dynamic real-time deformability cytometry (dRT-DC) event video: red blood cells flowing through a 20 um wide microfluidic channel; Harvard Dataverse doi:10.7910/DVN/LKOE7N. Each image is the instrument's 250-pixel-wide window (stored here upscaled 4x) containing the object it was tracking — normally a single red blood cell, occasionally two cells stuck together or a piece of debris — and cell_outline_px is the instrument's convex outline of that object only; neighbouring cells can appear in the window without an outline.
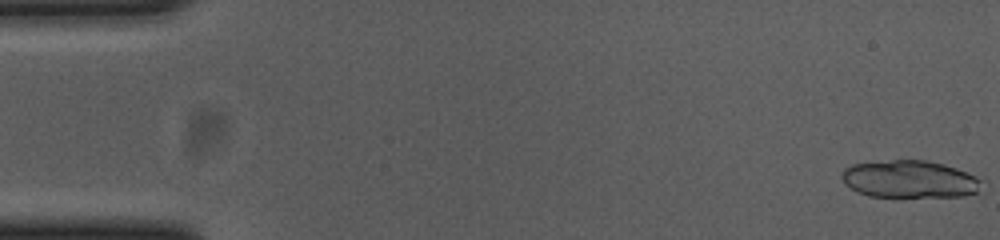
{"species": "common noctule bat (a hibernating species)", "species_latin": "Nyctalus noctula", "temperature_condition": "cold", "stored_images_in_passage": 53, "camera_frame_rate_fps": 3000, "um_per_image_px": 0.085, "animal": {"sex": "female", "body_mass_g": 23.0, "forearm_length_mm": 53.4}, "frame": {"image": 1, "passage_image": 1, "time_ms": 0.0, "image_size_px": [1000, 240], "cell_outline_px": [[980, 180], [976, 192], [960, 196], [868, 196], [844, 184], [840, 176], [844, 168], [852, 164], [892, 160], [924, 160], [944, 164], [956, 168], [976, 176]], "centroid_in_image_um": [77.25, 15.21], "position_along_channel_um": 7.7, "area_um2": 30.06}}
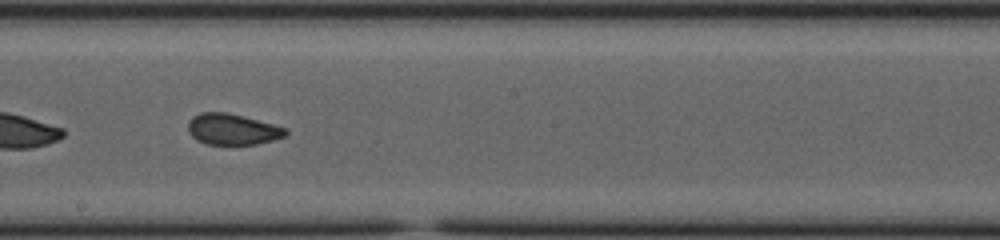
{"frame": {"image": 2, "passage_image": 31, "time_ms": 10.0, "image_size_px": [1000, 240], "cell_outline_px": [[288, 132], [284, 136], [272, 140], [256, 144], [208, 144], [196, 140], [188, 132], [188, 120], [192, 116], [200, 112], [228, 112], [288, 128]], "centroid_in_image_um": [19.73, 10.97], "position_along_channel_um": 228.5, "area_um2": 17.69}}
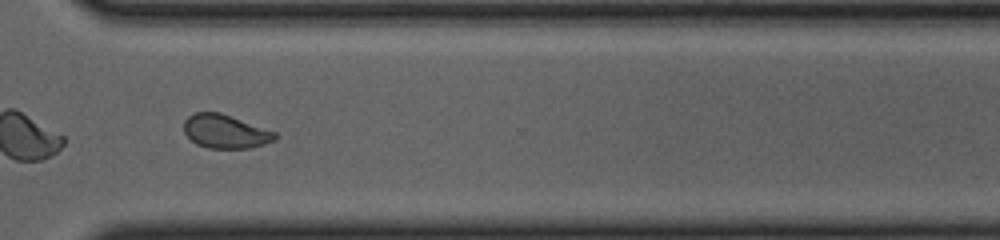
{"frame": {"image": 3, "passage_image": 41, "time_ms": 13.333, "image_size_px": [1000, 240], "cell_outline_px": [[276, 140], [252, 148], [208, 148], [196, 144], [184, 132], [184, 120], [192, 112], [220, 112], [276, 132]], "centroid_in_image_um": [19.14, 11.17], "position_along_channel_um": 351.5, "area_um2": 17.92}, "authors_computed_cell_mechanics": {"area_um2": 18.4382, "velocity_mm_per_s": 3.6927, "shape_relaxation_time_tau1_ms": null, "shape_relaxation_time_tau2_ms": 1.2884, "deformation_change_tau1": null, "deformation_change_tau2": 0.0574}}